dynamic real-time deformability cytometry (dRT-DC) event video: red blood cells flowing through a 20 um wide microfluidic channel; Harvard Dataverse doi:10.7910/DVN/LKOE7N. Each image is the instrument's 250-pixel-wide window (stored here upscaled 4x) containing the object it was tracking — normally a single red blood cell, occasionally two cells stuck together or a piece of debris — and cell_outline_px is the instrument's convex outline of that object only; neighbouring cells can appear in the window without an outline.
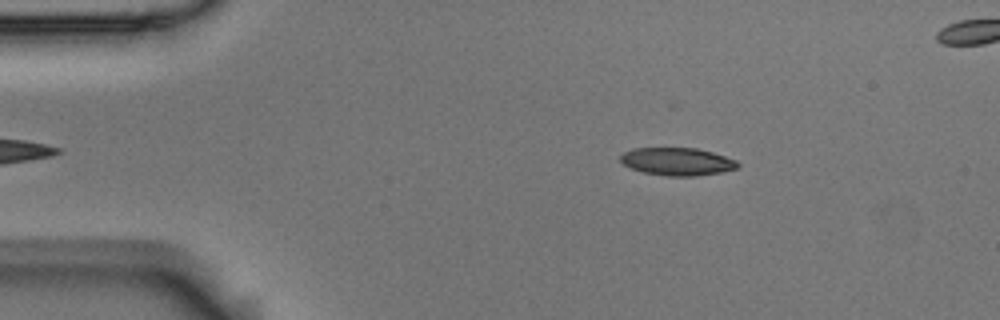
{"species": "Egyptian fruit bat (a non-hibernating species)", "species_latin": "Rousettus aegyptiacus", "temperature_condition": "room temperature", "stored_images_in_passage": 52, "camera_frame_rate_fps": 3000, "um_per_image_px": 0.085, "animal": {"sex": "male"}, "frame": {"image": 1, "passage_image": 5, "time_ms": 1.333, "image_size_px": [1000, 320], "cell_outline_px": [[740, 164], [736, 168], [720, 172], [696, 176], [668, 176], [644, 172], [632, 168], [624, 164], [620, 160], [620, 156], [624, 152], [632, 148], [696, 148], [712, 152], [736, 160]], "centroid_in_image_um": [57.56, 13.72], "position_along_channel_um": 27.4, "area_um2": 18.79}}
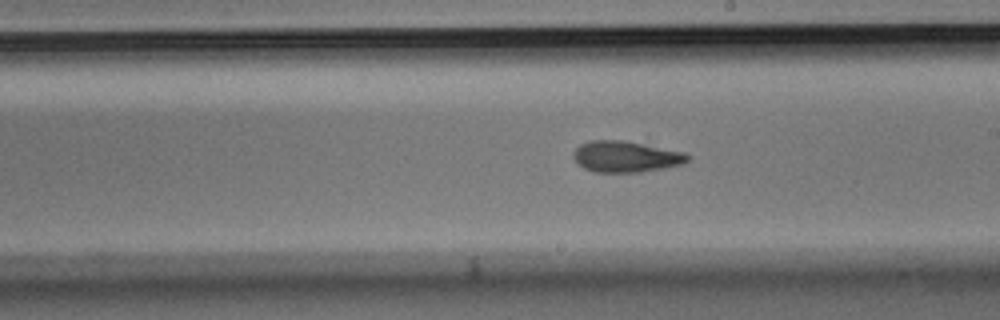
{"frame": {"image": 2, "passage_image": 27, "time_ms": 8.667, "image_size_px": [1000, 320], "cell_outline_px": [[688, 160], [684, 164], [664, 168], [640, 172], [596, 172], [584, 168], [572, 156], [572, 152], [580, 144], [588, 140], [620, 140], [684, 152], [688, 156]], "centroid_in_image_um": [53.16, 13.31], "position_along_channel_um": 235.8, "area_um2": 20.52}}
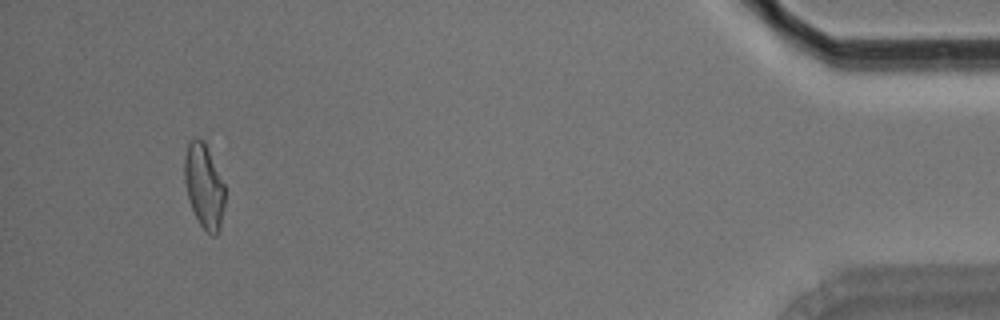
{"frame": {"image": 3, "passage_image": 48, "time_ms": 15.667, "image_size_px": [1000, 320], "cell_outline_px": [[224, 208], [220, 228], [216, 236], [212, 236], [200, 224], [192, 208], [188, 196], [184, 180], [184, 156], [188, 144], [192, 136], [196, 136], [204, 140], [224, 184]], "centroid_in_image_um": [17.34, 15.77], "position_along_channel_um": 417.9, "area_um2": 19.83}, "authors_computed_cell_mechanics": {"area_um2": 19.8543, "velocity_mm_per_s": 3.6211, "shape_relaxation_time_tau1_ms": 7.1517, "shape_relaxation_time_tau2_ms": 2.3333, "deformation_change_tau1": 0.2052, "deformation_change_tau2": 0.0918}}